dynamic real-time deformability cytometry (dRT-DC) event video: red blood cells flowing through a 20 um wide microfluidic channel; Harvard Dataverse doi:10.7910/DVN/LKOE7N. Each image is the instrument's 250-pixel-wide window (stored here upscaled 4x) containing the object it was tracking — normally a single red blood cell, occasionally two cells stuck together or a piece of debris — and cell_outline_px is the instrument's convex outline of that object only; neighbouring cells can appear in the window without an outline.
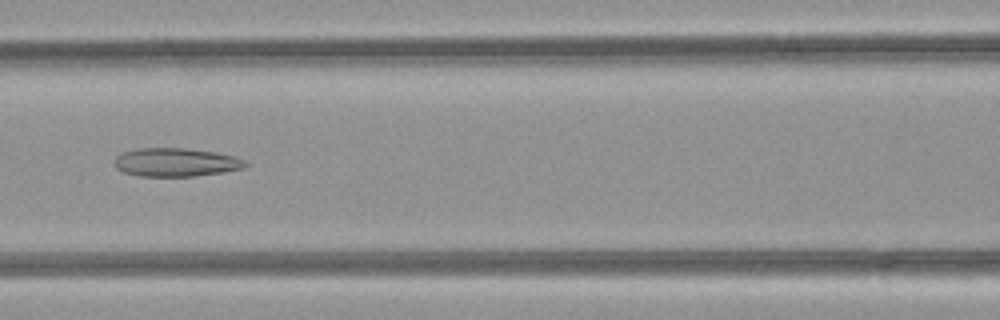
{"species": "common noctule bat (a hibernating species)", "species_latin": "Nyctalus noctula", "temperature_condition": "room temperature", "stored_images_in_passage": 44, "camera_frame_rate_fps": 3000, "um_per_image_px": 0.085, "animal": {"sex": "female", "body_mass_g": 21.9}, "frame": {"image": 1, "passage_image": 22, "time_ms": 7.0, "image_size_px": [1000, 320], "cell_outline_px": [[248, 164], [244, 168], [224, 172], [196, 176], [140, 176], [124, 172], [116, 168], [112, 164], [112, 160], [116, 156], [124, 152], [140, 148], [184, 148], [216, 152], [236, 156], [244, 160]], "centroid_in_image_um": [14.95, 13.79], "position_along_channel_um": 151.7, "area_um2": 21.91}}
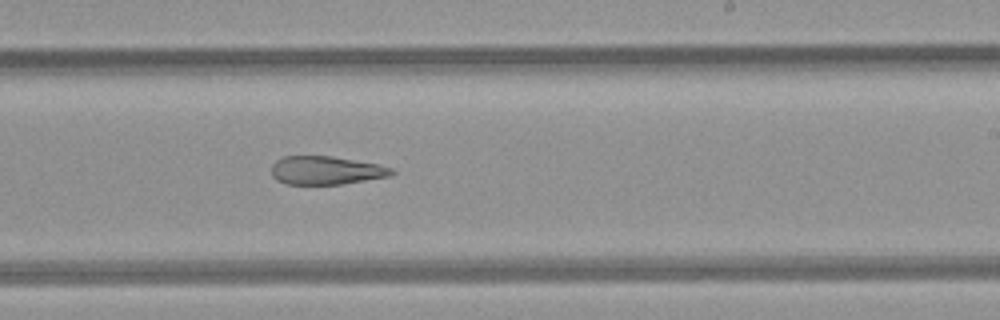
{"frame": {"image": 2, "passage_image": 30, "time_ms": 9.667, "image_size_px": [1000, 320], "cell_outline_px": [[396, 172], [392, 176], [340, 184], [284, 184], [276, 180], [272, 176], [272, 164], [276, 160], [284, 156], [332, 156], [376, 164], [392, 168]], "centroid_in_image_um": [27.7, 14.48], "position_along_channel_um": 261.3, "area_um2": 19.88}}
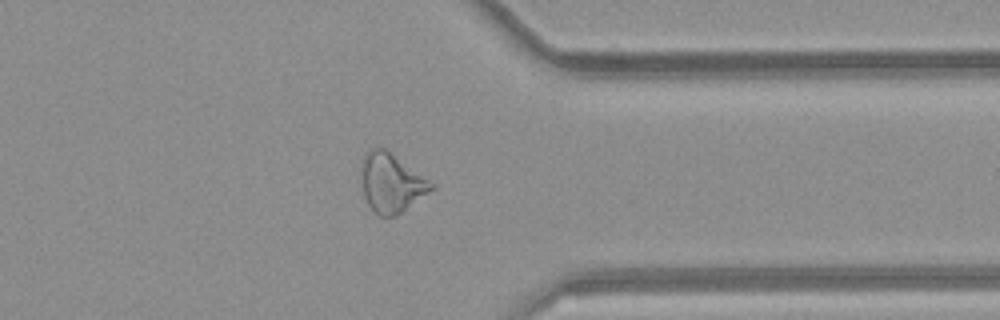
{"frame": {"image": 3, "passage_image": 39, "time_ms": 12.667, "image_size_px": [1000, 320], "cell_outline_px": [[436, 188], [396, 216], [380, 216], [368, 204], [364, 196], [364, 152], [368, 148], [384, 148], [436, 184]], "centroid_in_image_um": [33.33, 15.55], "position_along_channel_um": 378.1, "area_um2": 23.52}}